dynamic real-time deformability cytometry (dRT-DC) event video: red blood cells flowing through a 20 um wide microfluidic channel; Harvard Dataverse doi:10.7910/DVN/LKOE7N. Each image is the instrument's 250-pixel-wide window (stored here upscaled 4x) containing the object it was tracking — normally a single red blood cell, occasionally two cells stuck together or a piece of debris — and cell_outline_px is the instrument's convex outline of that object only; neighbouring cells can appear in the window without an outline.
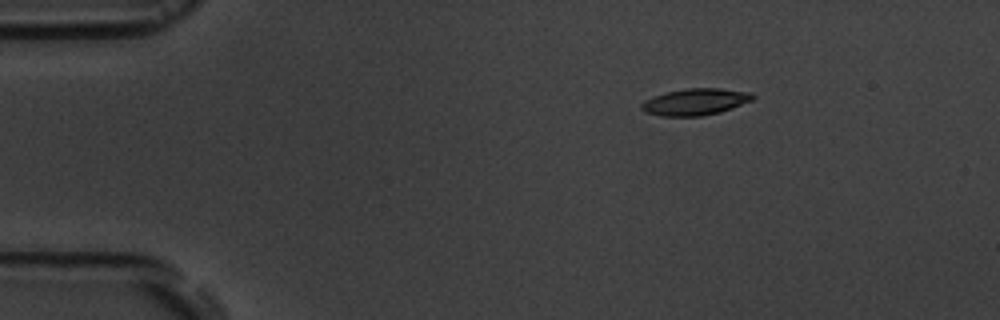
{"species": "common noctule bat (a hibernating species)", "species_latin": "Nyctalus noctula", "temperature_condition": "room temperature", "stored_images_in_passage": 5, "camera_frame_rate_fps": 3000, "um_per_image_px": 0.085, "animal": {"sex": "male", "body_mass_g": 19.5, "forearm_length_mm": 54.6}, "frame": {"image": 1, "passage_image": 1, "time_ms": 0.0, "image_size_px": [1000, 320], "cell_outline_px": [[756, 96], [752, 100], [732, 108], [720, 112], [700, 116], [660, 116], [644, 112], [640, 108], [640, 104], [644, 100], [652, 96], [668, 92], [688, 88], [720, 88], [752, 92]], "centroid_in_image_um": [59.09, 8.65], "position_along_channel_um": 25.9, "area_um2": 17.4}}
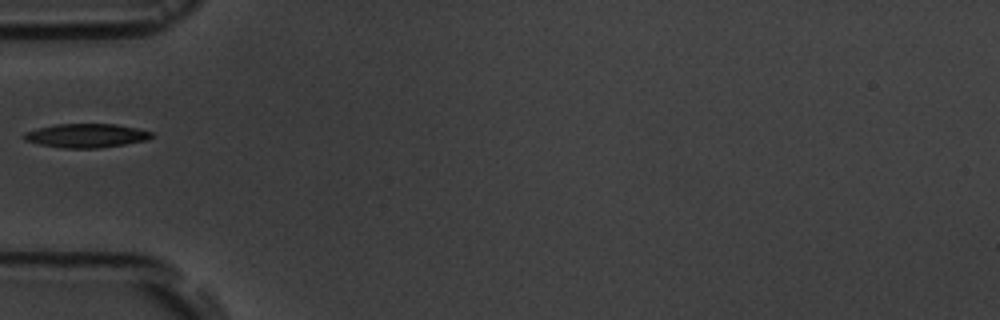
{"frame": {"image": 2, "passage_image": 4, "time_ms": 3.333, "image_size_px": [1000, 320], "cell_outline_px": [[156, 136], [144, 140], [124, 144], [100, 148], [60, 148], [40, 144], [24, 140], [20, 136], [24, 132], [36, 128], [56, 124], [116, 124], [136, 128], [152, 132]], "centroid_in_image_um": [7.28, 11.52], "position_along_channel_um": 77.7, "area_um2": 17.86}}
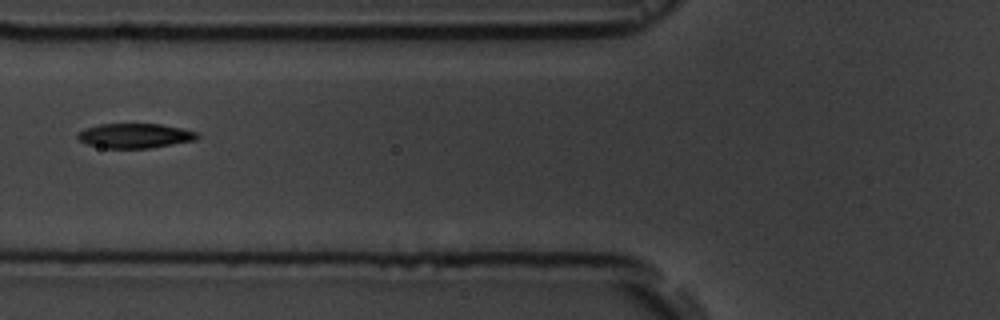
{"frame": {"image": 3, "passage_image": 5, "time_ms": 4.333, "image_size_px": [1000, 320], "cell_outline_px": [[200, 136], [196, 140], [148, 148], [104, 148], [88, 144], [80, 140], [76, 136], [84, 128], [100, 124], [160, 124], [180, 128], [196, 132]], "centroid_in_image_um": [11.46, 11.53], "position_along_channel_um": 114.3, "area_um2": 16.99}}